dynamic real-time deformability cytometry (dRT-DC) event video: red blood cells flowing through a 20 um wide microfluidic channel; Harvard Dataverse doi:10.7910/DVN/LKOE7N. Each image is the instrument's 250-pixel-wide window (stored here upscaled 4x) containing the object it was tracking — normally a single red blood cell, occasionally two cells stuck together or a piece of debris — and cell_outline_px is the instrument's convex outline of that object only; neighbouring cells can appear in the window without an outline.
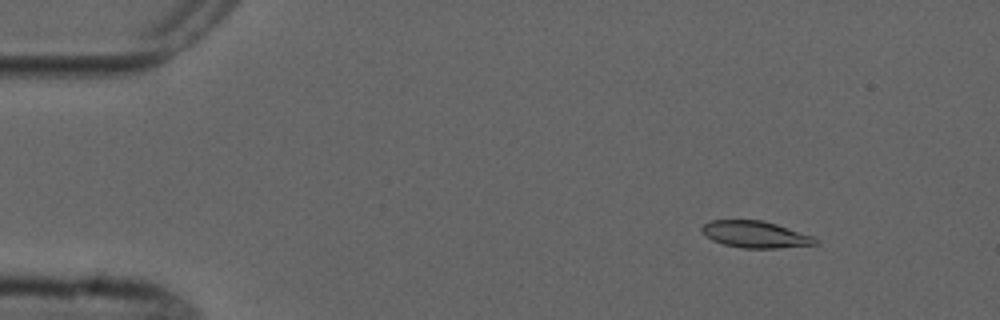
{"species": "common noctule bat (a hibernating species)", "species_latin": "Nyctalus noctula", "temperature_condition": "cold", "stored_images_in_passage": 5, "camera_frame_rate_fps": 3000, "um_per_image_px": 0.085, "animal": {"sex": "male", "forearm_length_mm": 52.5}, "frame": {"image": 1, "passage_image": 2, "time_ms": 1.0, "image_size_px": [1000, 320], "cell_outline_px": [[820, 244], [776, 248], [740, 248], [724, 244], [712, 240], [700, 228], [704, 224], [712, 220], [760, 220], [776, 224], [812, 236], [820, 240]], "centroid_in_image_um": [64.23, 19.93], "position_along_channel_um": 20.8, "area_um2": 17.51}}
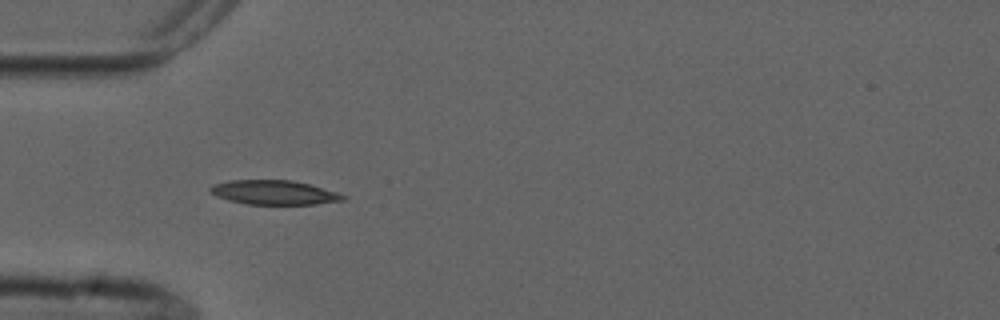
{"frame": {"image": 2, "passage_image": 4, "time_ms": 4.333, "image_size_px": [1000, 320], "cell_outline_px": [[344, 200], [316, 204], [248, 204], [228, 200], [216, 196], [208, 192], [208, 188], [212, 184], [228, 180], [292, 180], [308, 184], [336, 192], [344, 196]], "centroid_in_image_um": [23.2, 16.35], "position_along_channel_um": 61.8, "area_um2": 18.73}}
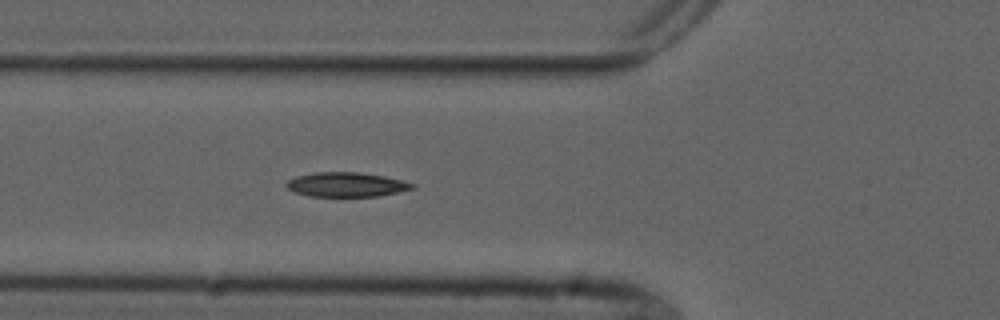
{"frame": {"image": 3, "passage_image": 5, "time_ms": 5.333, "image_size_px": [1000, 320], "cell_outline_px": [[416, 188], [376, 196], [308, 196], [296, 192], [288, 188], [284, 184], [288, 180], [296, 176], [316, 172], [356, 172], [384, 176], [416, 184]], "centroid_in_image_um": [29.42, 15.68], "position_along_channel_um": 96.4, "area_um2": 17.74}}